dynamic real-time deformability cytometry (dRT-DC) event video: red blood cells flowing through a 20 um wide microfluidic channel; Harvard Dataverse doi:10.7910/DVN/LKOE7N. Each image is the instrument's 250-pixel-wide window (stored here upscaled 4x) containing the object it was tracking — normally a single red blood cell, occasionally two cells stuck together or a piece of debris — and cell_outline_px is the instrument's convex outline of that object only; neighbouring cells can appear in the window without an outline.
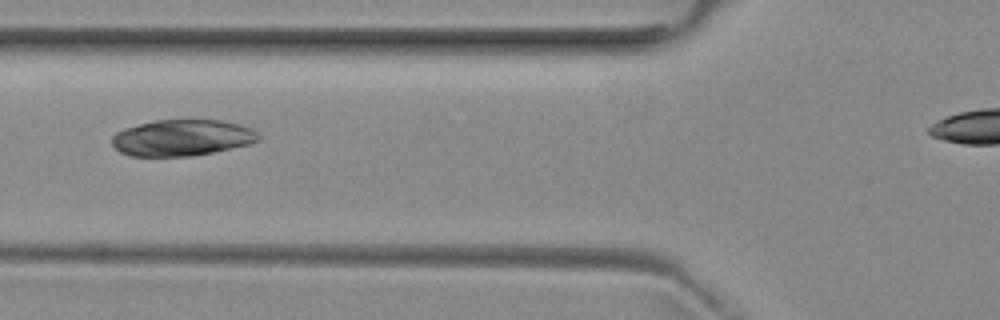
{"species": "common noctule bat (a hibernating species)", "species_latin": "Nyctalus noctula", "temperature_condition": "room temperature", "stored_images_in_passage": 6, "camera_frame_rate_fps": 3000, "um_per_image_px": 0.085, "animal": {"sex": "female", "body_mass_g": 29.2, "forearm_length_mm": 56.3}, "frame": {"image": 1, "passage_image": 2, "time_ms": 1.333, "image_size_px": [1000, 320], "cell_outline_px": [[260, 140], [248, 144], [232, 148], [192, 156], [128, 156], [120, 152], [112, 144], [112, 136], [116, 132], [124, 128], [156, 120], [220, 120], [240, 124], [252, 128], [260, 136]], "centroid_in_image_um": [15.47, 11.71], "position_along_channel_um": 110.3, "area_um2": 30.98}}
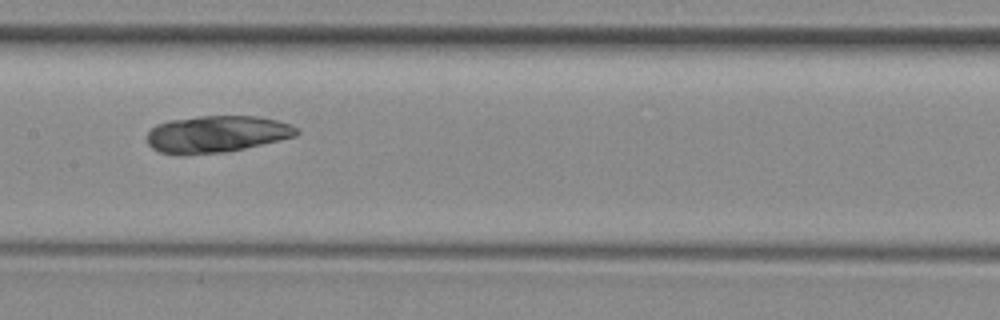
{"frame": {"image": 2, "passage_image": 4, "time_ms": 3.333, "image_size_px": [1000, 320], "cell_outline_px": [[300, 132], [296, 136], [244, 148], [224, 152], [184, 156], [176, 156], [160, 152], [152, 148], [148, 144], [148, 132], [156, 124], [168, 120], [200, 116], [260, 116], [292, 124]], "centroid_in_image_um": [18.38, 11.4], "position_along_channel_um": 189.0, "area_um2": 32.43}}
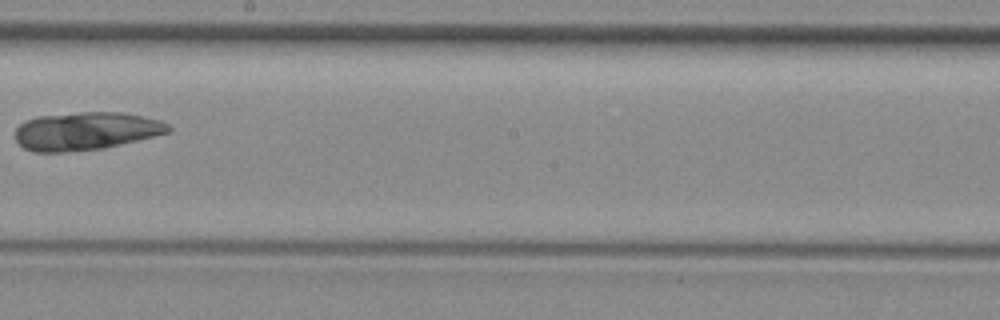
{"frame": {"image": 3, "passage_image": 5, "time_ms": 4.667, "image_size_px": [1000, 320], "cell_outline_px": [[172, 128], [168, 132], [104, 148], [64, 152], [32, 152], [24, 148], [16, 140], [16, 128], [24, 120], [40, 116], [80, 112], [124, 112], [160, 120], [168, 124]], "centroid_in_image_um": [7.27, 11.13], "position_along_channel_um": 240.9, "area_um2": 33.76}}